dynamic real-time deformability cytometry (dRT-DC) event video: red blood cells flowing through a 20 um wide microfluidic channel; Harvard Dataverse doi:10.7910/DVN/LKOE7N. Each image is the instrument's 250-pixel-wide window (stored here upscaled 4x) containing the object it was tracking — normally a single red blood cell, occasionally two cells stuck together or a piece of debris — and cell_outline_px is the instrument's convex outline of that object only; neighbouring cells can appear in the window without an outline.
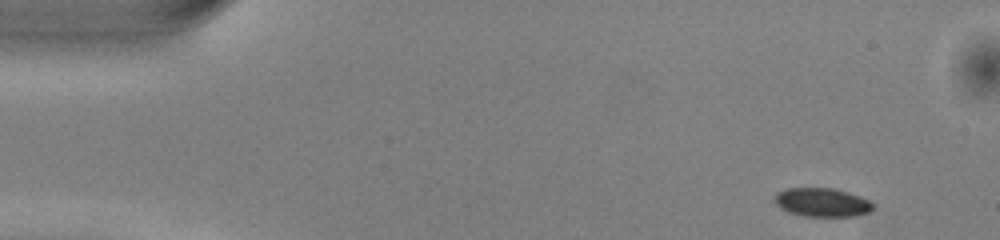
{"species": "common noctule bat (a hibernating species)", "species_latin": "Nyctalus noctula", "temperature_condition": "warm", "stored_images_in_passage": 47, "camera_frame_rate_fps": 3000, "um_per_image_px": 0.085, "animal": {"sex": "male", "body_mass_g": 13.0, "forearm_length_mm": 53.1}, "frame": {"image": 1, "passage_image": 1, "time_ms": 0.0, "image_size_px": [1000, 240], "cell_outline_px": [[872, 208], [868, 212], [856, 216], [804, 216], [788, 212], [780, 208], [776, 204], [776, 192], [784, 188], [832, 188], [848, 192], [860, 196], [868, 200], [872, 204]], "centroid_in_image_um": [69.85, 17.19], "position_along_channel_um": 15.2, "area_um2": 16.36}}
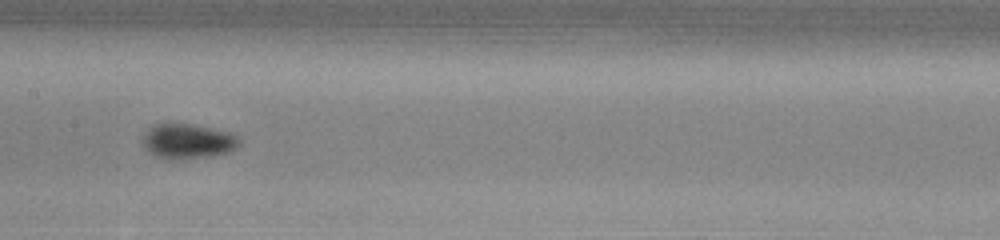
{"frame": {"image": 2, "passage_image": 22, "time_ms": 7.0, "image_size_px": [1000, 240], "cell_outline_px": [[240, 144], [236, 148], [228, 152], [212, 156], [172, 160], [168, 160], [156, 156], [148, 152], [144, 148], [140, 140], [148, 128], [156, 124], [192, 124], [212, 128], [228, 132], [236, 136], [240, 140]], "centroid_in_image_um": [15.91, 12.02], "position_along_channel_um": 191.5, "area_um2": 19.83}}
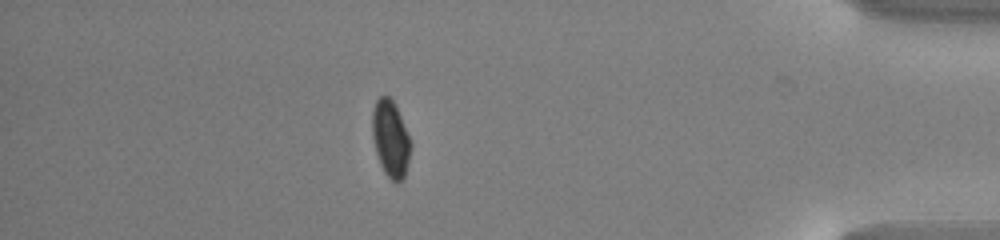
{"frame": {"image": 3, "passage_image": 41, "time_ms": 13.333, "image_size_px": [1000, 240], "cell_outline_px": [[412, 144], [408, 164], [404, 176], [396, 184], [384, 172], [380, 164], [376, 152], [372, 136], [372, 112], [376, 100], [380, 96], [388, 96], [396, 104], [412, 140]], "centroid_in_image_um": [33.22, 11.77], "position_along_channel_um": 402.0, "area_um2": 17.46}, "authors_computed_cell_mechanics": {"area_um2": 17.629, "velocity_mm_per_s": 4.0491, "shape_relaxation_time_tau1_ms": 1.7823, "shape_relaxation_time_tau2_ms": null, "deformation_change_tau1": 0.0761, "deformation_change_tau2": null}}